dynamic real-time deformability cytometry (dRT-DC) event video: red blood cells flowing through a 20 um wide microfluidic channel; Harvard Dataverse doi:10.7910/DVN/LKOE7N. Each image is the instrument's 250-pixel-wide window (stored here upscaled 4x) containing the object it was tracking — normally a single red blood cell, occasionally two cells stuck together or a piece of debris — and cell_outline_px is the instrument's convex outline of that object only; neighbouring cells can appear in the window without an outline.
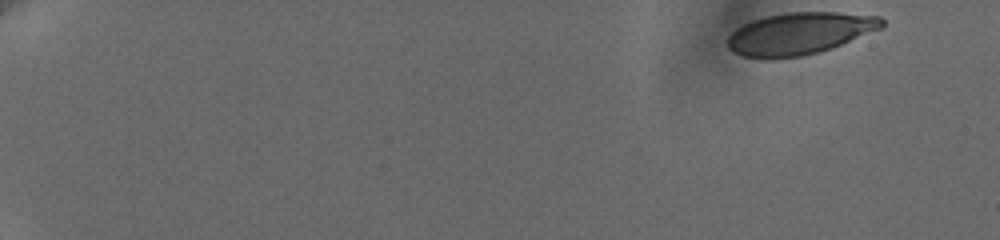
{"species": "human", "species_latin": "Homo sapiens", "temperature_condition": "cold", "stored_images_in_passage": 56, "camera_frame_rate_fps": 3000, "um_per_image_px": 0.085, "donor": {"sex": "female"}, "frame": {"image": 1, "passage_image": 1, "time_ms": 0.0, "image_size_px": [1000, 240], "cell_outline_px": [[884, 28], [832, 48], [800, 56], [768, 60], [764, 60], [744, 56], [732, 52], [728, 48], [728, 36], [736, 28], [752, 20], [768, 16], [788, 12], [836, 12], [880, 16], [884, 20]], "centroid_in_image_um": [67.97, 2.86], "position_along_channel_um": 17.0, "area_um2": 38.09}}
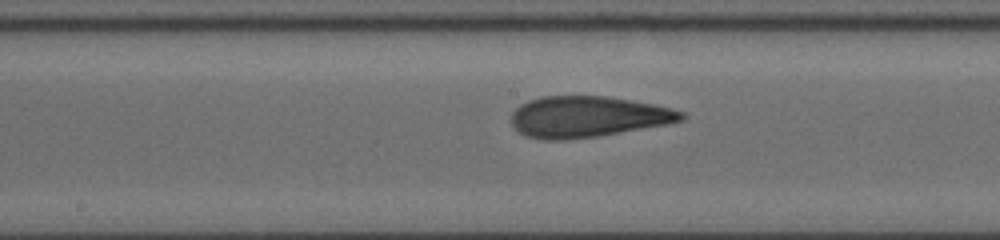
{"frame": {"image": 2, "passage_image": 31, "time_ms": 10.0, "image_size_px": [1000, 240], "cell_outline_px": [[684, 120], [668, 124], [596, 136], [564, 140], [544, 140], [528, 136], [520, 132], [512, 124], [512, 112], [520, 104], [528, 100], [540, 96], [608, 96], [632, 100], [672, 108], [684, 112]], "centroid_in_image_um": [49.95, 9.91], "position_along_channel_um": 198.2, "area_um2": 40.58}}
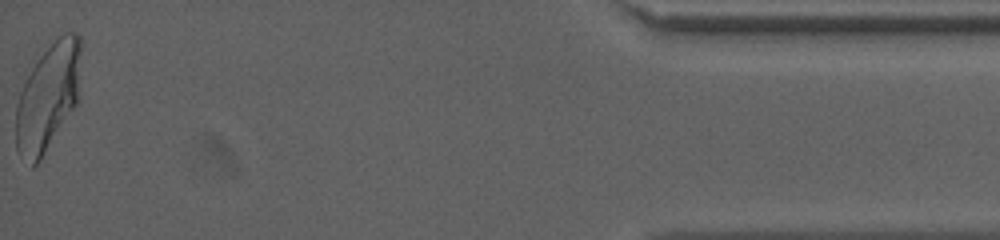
{"frame": {"image": 3, "passage_image": 56, "time_ms": 18.333, "image_size_px": [1000, 240], "cell_outline_px": [[80, 100], [40, 160], [32, 168], [16, 148], [16, 104], [20, 92], [36, 60], [64, 32], [76, 32], [80, 36]], "centroid_in_image_um": [4.11, 8.26], "position_along_channel_um": 431.1, "area_um2": 40.63}, "authors_computed_cell_mechanics": {"area_um2": 39.7953, "velocity_mm_per_s": 3.6294, "shape_relaxation_time_tau1_ms": null, "shape_relaxation_time_tau2_ms": 1.2153, "deformation_change_tau1": null, "deformation_change_tau2": 0.0959}}